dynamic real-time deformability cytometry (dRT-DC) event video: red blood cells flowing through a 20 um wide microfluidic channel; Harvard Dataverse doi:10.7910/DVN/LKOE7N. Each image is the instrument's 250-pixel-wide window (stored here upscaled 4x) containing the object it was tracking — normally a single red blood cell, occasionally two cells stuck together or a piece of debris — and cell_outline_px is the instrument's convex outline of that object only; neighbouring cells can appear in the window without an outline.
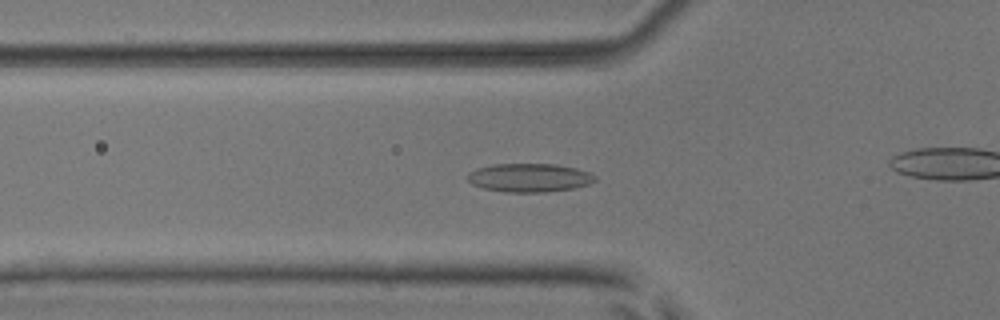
{"species": "common noctule bat (a hibernating species)", "species_latin": "Nyctalus noctula", "temperature_condition": "room temperature", "stored_images_in_passage": 43, "camera_frame_rate_fps": 3000, "um_per_image_px": 0.085, "animal": {"sex": "male", "body_mass_g": 17.9, "forearm_length_mm": 54.2}, "frame": {"image": 1, "passage_image": 19, "time_ms": 6.0, "image_size_px": [1000, 320], "cell_outline_px": [[596, 180], [588, 184], [572, 188], [544, 192], [508, 192], [484, 188], [472, 184], [468, 180], [468, 172], [476, 168], [492, 164], [556, 164], [576, 168], [588, 172], [596, 176]], "centroid_in_image_um": [44.98, 15.09], "position_along_channel_um": 80.8, "area_um2": 21.1}}
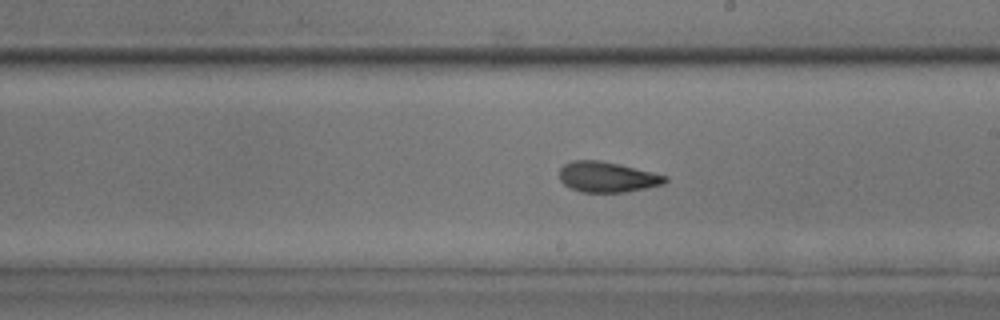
{"frame": {"image": 2, "passage_image": 31, "time_ms": 10.0, "image_size_px": [1000, 320], "cell_outline_px": [[668, 180], [664, 184], [624, 192], [580, 192], [564, 184], [560, 180], [560, 168], [564, 164], [572, 160], [600, 160], [620, 164], [668, 176]], "centroid_in_image_um": [51.61, 15.03], "position_along_channel_um": 237.4, "area_um2": 18.73}}
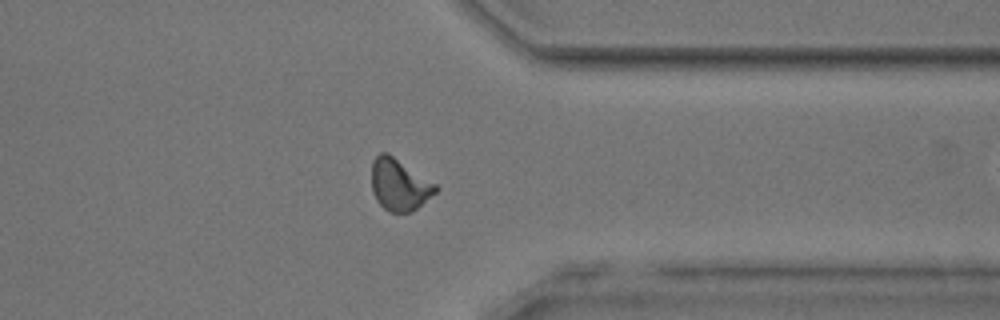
{"frame": {"image": 3, "passage_image": 42, "time_ms": 13.667, "image_size_px": [1000, 320], "cell_outline_px": [[440, 188], [436, 192], [416, 208], [408, 212], [388, 212], [376, 200], [372, 192], [372, 160], [380, 152], [388, 152], [436, 184]], "centroid_in_image_um": [33.92, 15.68], "position_along_channel_um": 377.5, "area_um2": 19.25}}